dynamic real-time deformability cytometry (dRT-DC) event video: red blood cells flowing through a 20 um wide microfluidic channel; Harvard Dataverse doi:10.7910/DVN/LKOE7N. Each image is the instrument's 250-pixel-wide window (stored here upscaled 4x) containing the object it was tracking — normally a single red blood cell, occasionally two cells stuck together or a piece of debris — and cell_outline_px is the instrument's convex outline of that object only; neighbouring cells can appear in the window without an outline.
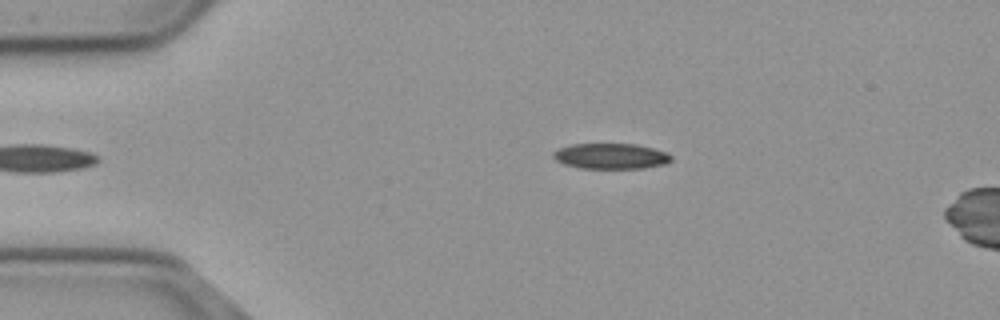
{"species": "common noctule bat (a hibernating species)", "species_latin": "Nyctalus noctula", "temperature_condition": "cold", "stored_images_in_passage": 6, "camera_frame_rate_fps": 3000, "um_per_image_px": 0.085, "animal": {"sex": "male", "body_mass_g": 23.1, "forearm_length_mm": 52.7}, "frame": {"image": 1, "passage_image": 2, "time_ms": 0.333, "image_size_px": [1000, 320], "cell_outline_px": [[672, 160], [664, 164], [640, 168], [580, 168], [564, 164], [556, 160], [552, 156], [552, 152], [560, 148], [572, 144], [636, 144], [668, 152], [672, 156]], "centroid_in_image_um": [51.92, 13.27], "position_along_channel_um": 33.1, "area_um2": 17.51}}